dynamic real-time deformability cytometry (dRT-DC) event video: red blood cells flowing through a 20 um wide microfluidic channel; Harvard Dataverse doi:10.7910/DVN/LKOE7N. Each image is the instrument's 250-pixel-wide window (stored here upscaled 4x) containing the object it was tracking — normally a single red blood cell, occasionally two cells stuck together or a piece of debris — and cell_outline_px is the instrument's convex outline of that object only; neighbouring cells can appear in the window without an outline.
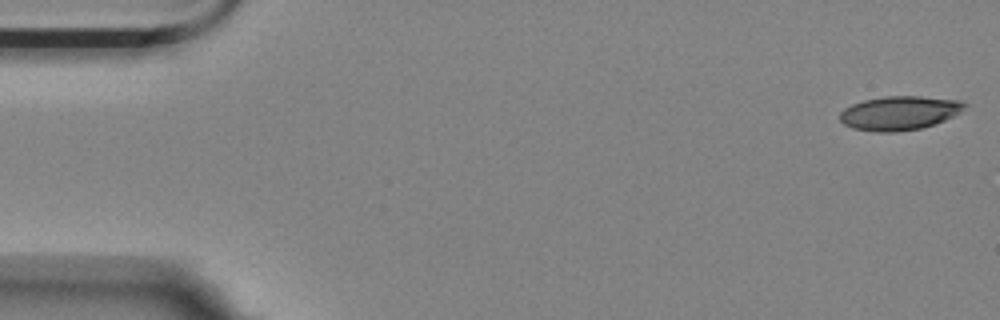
{"species": "Egyptian fruit bat (a non-hibernating species)", "species_latin": "Rousettus aegyptiacus", "temperature_condition": "room temperature", "stored_images_in_passage": 11, "camera_frame_rate_fps": 3000, "um_per_image_px": 0.085, "animal": {"sex": "female"}, "frame": {"image": 1, "passage_image": 1, "time_ms": 0.0, "image_size_px": [1000, 320], "cell_outline_px": [[968, 104], [960, 112], [944, 120], [920, 128], [896, 132], [872, 132], [852, 128], [844, 124], [840, 120], [840, 112], [844, 108], [852, 104], [864, 100], [888, 96], [920, 96], [960, 100]], "centroid_in_image_um": [76.43, 9.61], "position_along_channel_um": 8.6, "area_um2": 24.62}}